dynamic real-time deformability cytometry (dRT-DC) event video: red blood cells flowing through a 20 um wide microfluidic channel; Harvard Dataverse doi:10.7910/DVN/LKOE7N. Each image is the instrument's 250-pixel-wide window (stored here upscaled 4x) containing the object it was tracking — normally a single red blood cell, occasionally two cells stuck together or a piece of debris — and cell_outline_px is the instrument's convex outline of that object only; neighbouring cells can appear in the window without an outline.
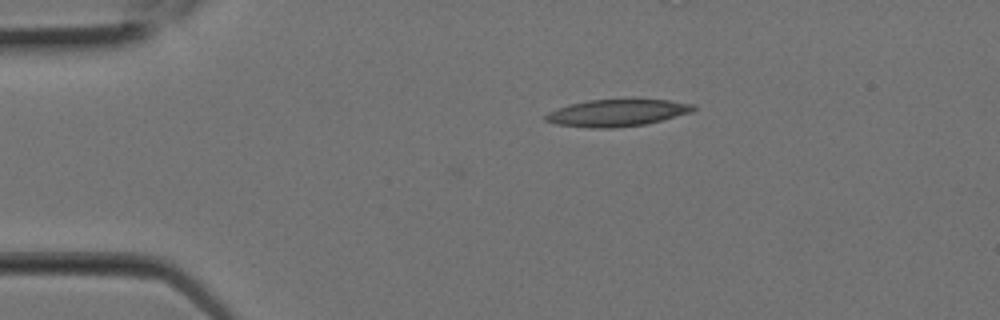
{"species": "Egyptian fruit bat (a non-hibernating species)", "species_latin": "Rousettus aegyptiacus", "temperature_condition": "room temperature", "stored_images_in_passage": 3, "camera_frame_rate_fps": 3000, "um_per_image_px": 0.085, "animal": {"sex": "female"}, "frame": {"image": 1, "passage_image": 1, "time_ms": 0.0, "image_size_px": [1000, 320], "cell_outline_px": [[696, 108], [692, 112], [644, 124], [616, 128], [592, 128], [556, 124], [544, 120], [544, 116], [548, 112], [556, 108], [588, 100], [668, 100], [692, 104]], "centroid_in_image_um": [52.4, 9.6], "position_along_channel_um": 32.6, "area_um2": 22.89}}